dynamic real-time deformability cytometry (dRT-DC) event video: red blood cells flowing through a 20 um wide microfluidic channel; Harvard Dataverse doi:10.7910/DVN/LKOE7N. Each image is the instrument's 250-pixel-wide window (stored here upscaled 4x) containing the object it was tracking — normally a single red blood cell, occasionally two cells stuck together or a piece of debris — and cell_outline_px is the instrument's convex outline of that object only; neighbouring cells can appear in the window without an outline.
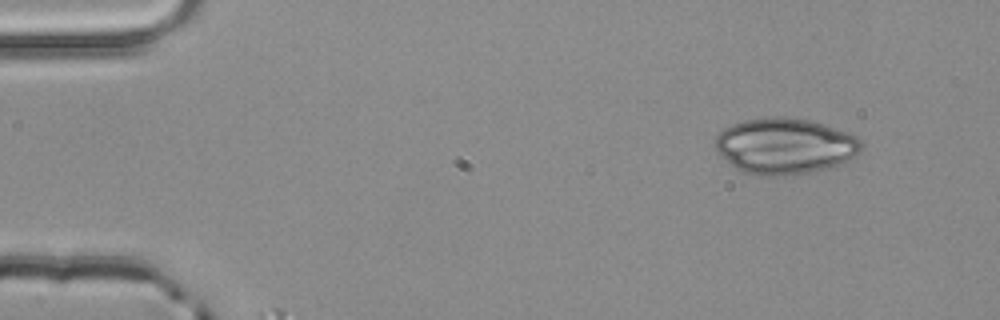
{"species": "common noctule bat (a hibernating species)", "species_latin": "Nyctalus noctula", "temperature_condition": "room temperature", "stored_images_in_passage": 3, "camera_frame_rate_fps": 3000, "um_per_image_px": 0.085, "animal": {"sex": "male", "body_mass_g": 20.4}, "frame": {"image": 1, "passage_image": 1, "time_ms": 0.0, "image_size_px": [1000, 320], "cell_outline_px": [[864, 144], [856, 156], [848, 164], [808, 172], [776, 176], [768, 176], [744, 172], [736, 168], [716, 148], [716, 136], [724, 128], [732, 124], [744, 120], [772, 116], [784, 116], [808, 120], [824, 124], [848, 132], [856, 136]], "centroid_in_image_um": [66.79, 12.4], "position_along_channel_um": 18.2, "area_um2": 47.69}}